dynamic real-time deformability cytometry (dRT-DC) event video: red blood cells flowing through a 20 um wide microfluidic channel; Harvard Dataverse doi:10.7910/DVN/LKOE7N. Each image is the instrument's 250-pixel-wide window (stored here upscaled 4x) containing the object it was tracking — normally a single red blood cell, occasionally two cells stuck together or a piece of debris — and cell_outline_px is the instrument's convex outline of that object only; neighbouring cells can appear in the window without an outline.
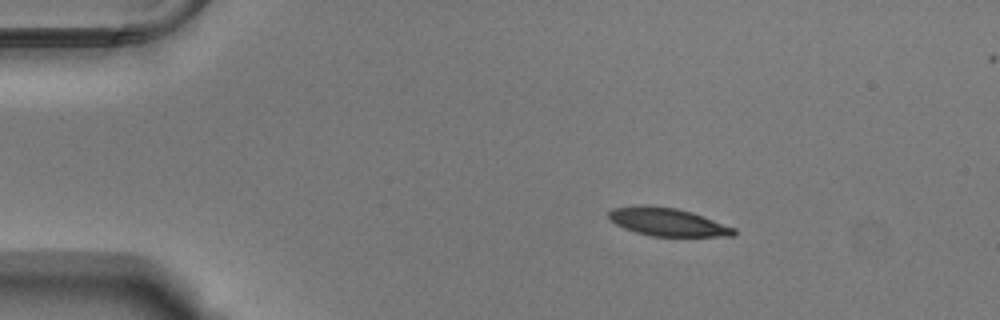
{"species": "Egyptian fruit bat (a non-hibernating species)", "species_latin": "Rousettus aegyptiacus", "temperature_condition": "warm", "stored_images_in_passage": 47, "camera_frame_rate_fps": 3000, "um_per_image_px": 0.085, "animal": {"sex": "male"}, "frame": {"image": 1, "passage_image": 1, "time_ms": 0.0, "image_size_px": [1000, 320], "cell_outline_px": [[736, 236], [652, 236], [636, 232], [624, 228], [616, 224], [608, 216], [608, 212], [612, 208], [676, 208], [692, 212], [736, 228]], "centroid_in_image_um": [56.84, 18.92], "position_along_channel_um": 28.2, "area_um2": 19.54}}
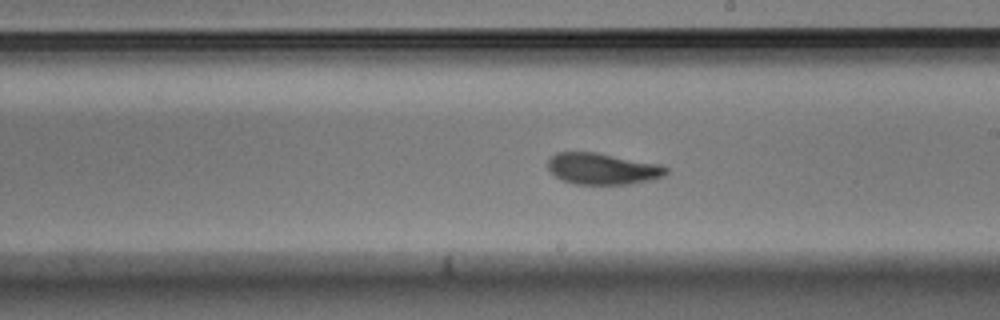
{"frame": {"image": 2, "passage_image": 23, "time_ms": 7.333, "image_size_px": [1000, 320], "cell_outline_px": [[668, 172], [664, 176], [656, 180], [632, 184], [576, 184], [560, 180], [548, 168], [548, 160], [556, 152], [596, 152], [660, 164], [668, 168]], "centroid_in_image_um": [51.26, 14.35], "position_along_channel_um": 237.7, "area_um2": 21.85}}
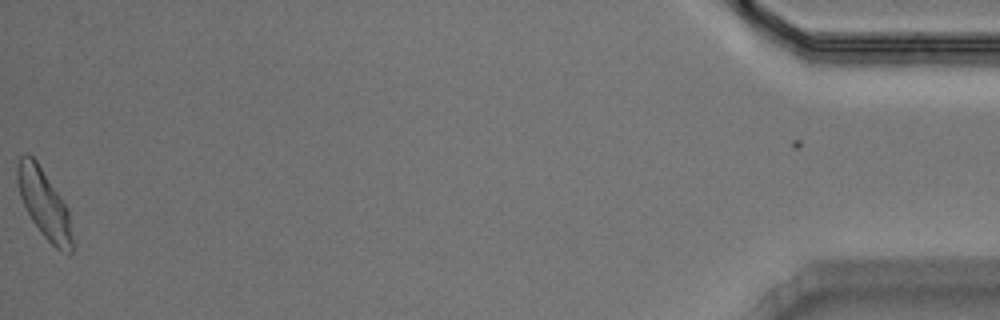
{"frame": {"image": 3, "passage_image": 46, "time_ms": 15.0, "image_size_px": [1000, 320], "cell_outline_px": [[72, 252], [68, 256], [56, 248], [40, 232], [32, 220], [20, 196], [16, 180], [16, 168], [20, 156], [24, 152], [28, 152], [36, 160], [68, 208], [72, 236]], "centroid_in_image_um": [3.74, 17.31], "position_along_channel_um": 431.5, "area_um2": 21.96}, "authors_computed_cell_mechanics": {"area_um2": 21.6172, "velocity_mm_per_s": 3.752, "shape_relaxation_time_tau1_ms": 4.395, "shape_relaxation_time_tau2_ms": 3.1215, "deformation_change_tau1": 0.1806, "deformation_change_tau2": 0.1027}}